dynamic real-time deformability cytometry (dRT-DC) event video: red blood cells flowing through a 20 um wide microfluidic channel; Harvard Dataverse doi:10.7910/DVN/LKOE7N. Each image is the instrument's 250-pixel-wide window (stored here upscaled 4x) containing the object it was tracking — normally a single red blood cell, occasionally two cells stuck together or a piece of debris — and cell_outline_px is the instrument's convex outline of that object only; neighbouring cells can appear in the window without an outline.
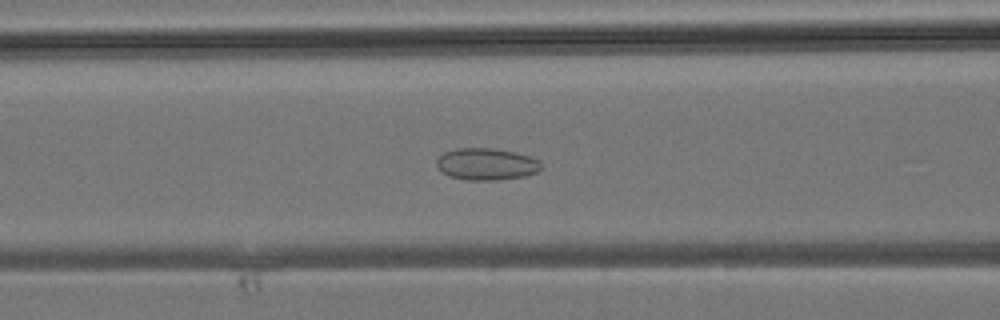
{"species": "common noctule bat (a hibernating species)", "species_latin": "Nyctalus noctula", "temperature_condition": "room temperature", "stored_images_in_passage": 38, "camera_frame_rate_fps": 3000, "um_per_image_px": 0.085, "animal": {"sex": "male", "body_mass_g": 19.2, "forearm_length_mm": 51.8}, "frame": {"image": 1, "passage_image": 15, "time_ms": 4.667, "image_size_px": [1000, 320], "cell_outline_px": [[540, 168], [536, 172], [524, 176], [496, 180], [464, 180], [448, 176], [436, 164], [436, 160], [444, 152], [456, 148], [492, 148], [512, 152], [528, 156], [540, 160]], "centroid_in_image_um": [41.32, 13.95], "position_along_channel_um": 125.3, "area_um2": 19.25}}
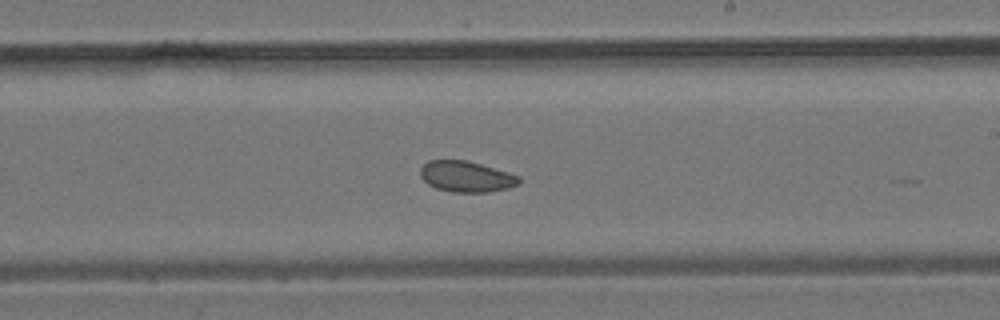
{"frame": {"image": 2, "passage_image": 22, "time_ms": 7.0, "image_size_px": [1000, 320], "cell_outline_px": [[520, 184], [508, 188], [488, 192], [452, 192], [436, 188], [428, 184], [420, 176], [420, 168], [428, 160], [464, 160], [480, 164], [508, 172], [520, 176]], "centroid_in_image_um": [39.63, 15.01], "position_along_channel_um": 249.4, "area_um2": 17.74}}
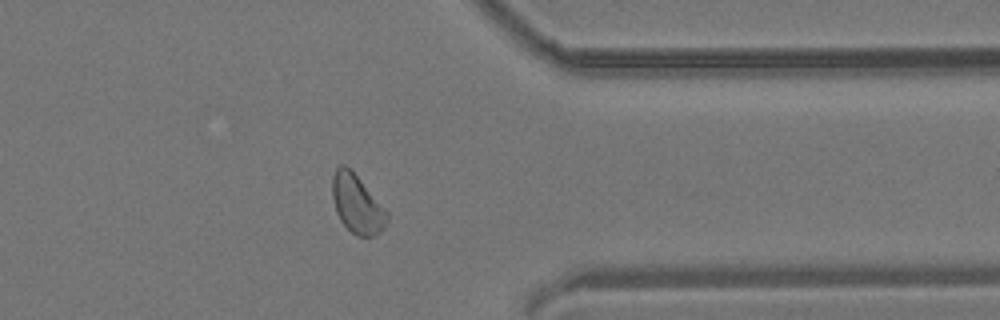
{"frame": {"image": 3, "passage_image": 30, "time_ms": 9.667, "image_size_px": [1000, 320], "cell_outline_px": [[388, 220], [384, 228], [376, 236], [356, 236], [340, 220], [336, 212], [332, 196], [332, 176], [336, 168], [340, 164], [344, 164], [352, 168], [388, 212]], "centroid_in_image_um": [30.35, 17.31], "position_along_channel_um": 381.1, "area_um2": 18.96}}